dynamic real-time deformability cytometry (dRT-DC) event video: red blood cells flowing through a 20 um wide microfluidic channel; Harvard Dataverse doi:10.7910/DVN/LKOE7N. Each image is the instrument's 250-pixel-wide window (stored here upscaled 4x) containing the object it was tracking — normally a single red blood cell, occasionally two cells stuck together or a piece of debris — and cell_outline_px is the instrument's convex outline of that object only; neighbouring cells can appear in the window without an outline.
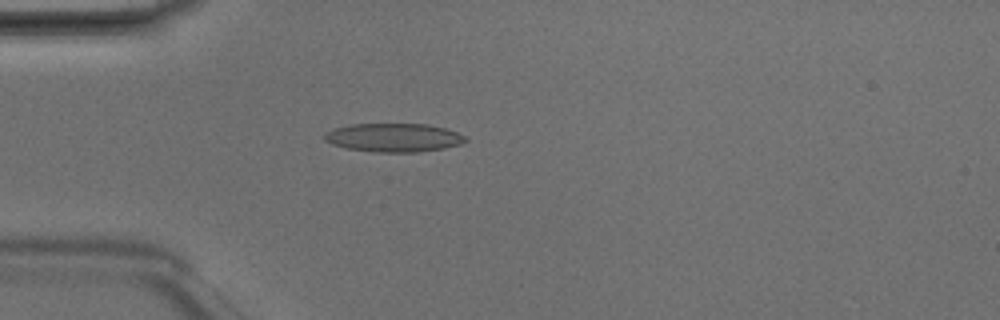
{"species": "Egyptian fruit bat (a non-hibernating species)", "species_latin": "Rousettus aegyptiacus", "temperature_condition": "room temperature", "stored_images_in_passage": 1, "camera_frame_rate_fps": 3000, "um_per_image_px": 0.085, "animal": {"sex": "male"}, "frame": {"image": 1, "passage_image": 1, "time_ms": 0.0, "image_size_px": [1000, 320], "cell_outline_px": [[468, 140], [460, 144], [444, 148], [416, 152], [372, 152], [348, 148], [332, 144], [324, 140], [324, 132], [336, 128], [352, 124], [428, 124], [444, 128], [456, 132], [464, 136]], "centroid_in_image_um": [33.45, 11.69], "position_along_channel_um": 51.6, "area_um2": 23.35}}